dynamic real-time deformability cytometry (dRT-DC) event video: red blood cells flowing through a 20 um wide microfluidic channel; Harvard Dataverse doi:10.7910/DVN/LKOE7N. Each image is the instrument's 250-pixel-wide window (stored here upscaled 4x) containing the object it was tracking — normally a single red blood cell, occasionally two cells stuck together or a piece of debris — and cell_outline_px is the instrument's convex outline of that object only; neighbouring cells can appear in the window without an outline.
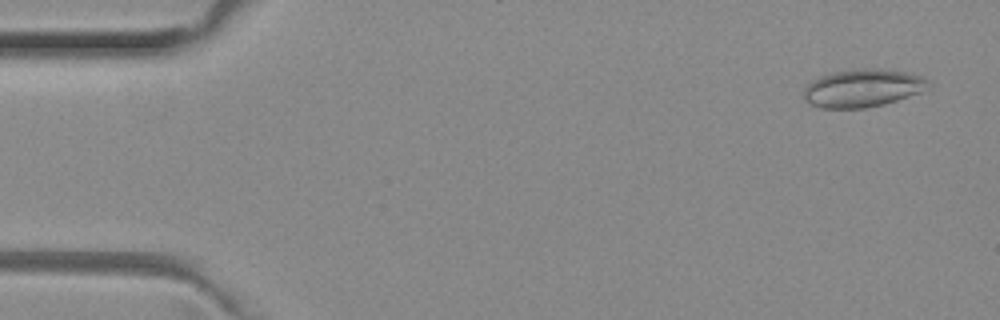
{"species": "common noctule bat (a hibernating species)", "species_latin": "Nyctalus noctula", "temperature_condition": "room temperature", "stored_images_in_passage": 52, "camera_frame_rate_fps": 3000, "um_per_image_px": 0.085, "animal": {"sex": "female", "body_mass_g": 29.2, "forearm_length_mm": 56.3}, "frame": {"image": 1, "passage_image": 3, "time_ms": 0.667, "image_size_px": [1000, 320], "cell_outline_px": [[932, 88], [884, 104], [868, 108], [820, 108], [804, 100], [804, 88], [812, 80], [820, 76], [832, 72], [860, 68], [872, 68], [904, 72], [920, 76], [932, 80]], "centroid_in_image_um": [73.35, 7.49], "position_along_channel_um": 11.6, "area_um2": 27.69}}
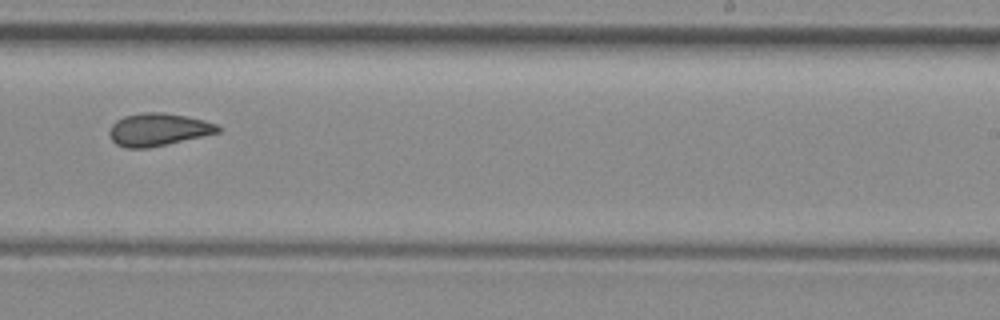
{"frame": {"image": 2, "passage_image": 32, "time_ms": 10.333, "image_size_px": [1000, 320], "cell_outline_px": [[220, 132], [168, 144], [148, 148], [128, 148], [116, 144], [108, 136], [108, 132], [112, 124], [116, 120], [124, 116], [144, 112], [160, 112], [188, 116], [204, 120], [216, 124], [220, 128]], "centroid_in_image_um": [13.42, 11.01], "position_along_channel_um": 275.6, "area_um2": 20.69}}
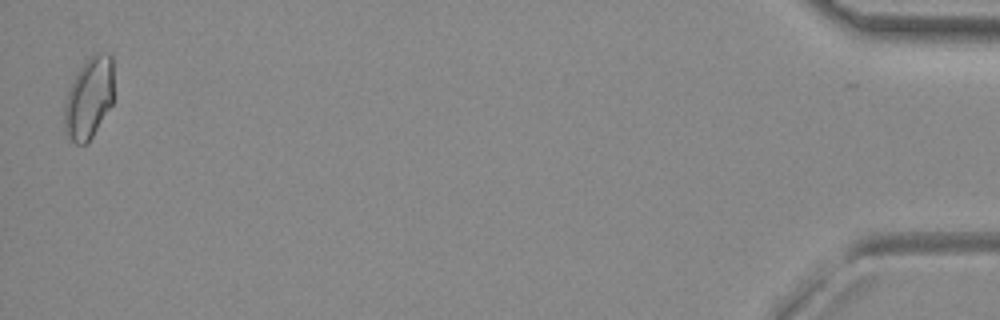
{"frame": {"image": 3, "passage_image": 51, "time_ms": 16.667, "image_size_px": [1000, 320], "cell_outline_px": [[112, 104], [92, 136], [84, 144], [76, 144], [68, 136], [64, 128], [64, 104], [72, 80], [84, 60], [96, 52], [108, 52], [112, 56]], "centroid_in_image_um": [7.55, 8.28], "position_along_channel_um": 427.7, "area_um2": 23.35}, "authors_computed_cell_mechanics": {"area_um2": 20.8658, "velocity_mm_per_s": 3.9921, "shape_relaxation_time_tau1_ms": null, "shape_relaxation_time_tau2_ms": 2.0695, "deformation_change_tau1": null, "deformation_change_tau2": 0.0752}}